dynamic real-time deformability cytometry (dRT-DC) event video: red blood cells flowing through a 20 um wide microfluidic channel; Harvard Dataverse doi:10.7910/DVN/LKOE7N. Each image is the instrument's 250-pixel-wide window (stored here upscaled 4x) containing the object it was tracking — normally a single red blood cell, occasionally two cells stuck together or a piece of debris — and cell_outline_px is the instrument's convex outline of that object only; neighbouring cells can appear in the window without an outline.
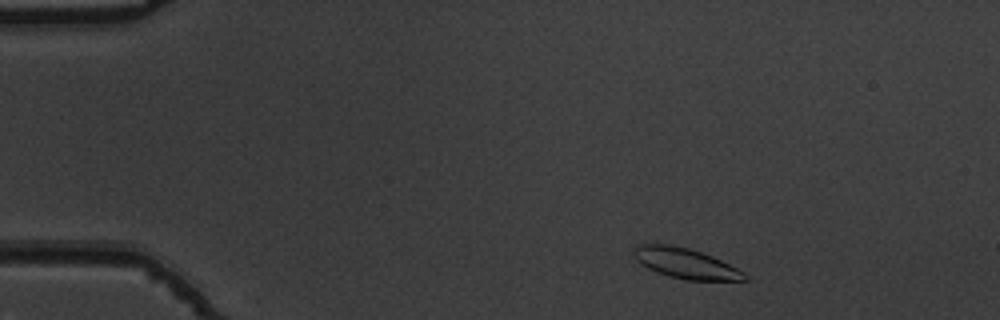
{"species": "common noctule bat (a hibernating species)", "species_latin": "Nyctalus noctula", "temperature_condition": "warm", "stored_images_in_passage": 47, "camera_frame_rate_fps": 3000, "um_per_image_px": 0.085, "animal": {"sex": "male", "body_mass_g": 19.5, "forearm_length_mm": 54.6}, "frame": {"image": 1, "passage_image": 1, "time_ms": 0.0, "image_size_px": [1000, 320], "cell_outline_px": [[748, 280], [688, 280], [672, 276], [648, 268], [636, 260], [632, 256], [632, 248], [636, 244], [668, 244], [688, 248], [712, 256], [744, 272], [748, 276]], "centroid_in_image_um": [58.23, 22.36], "position_along_channel_um": 26.8, "area_um2": 19.31}}
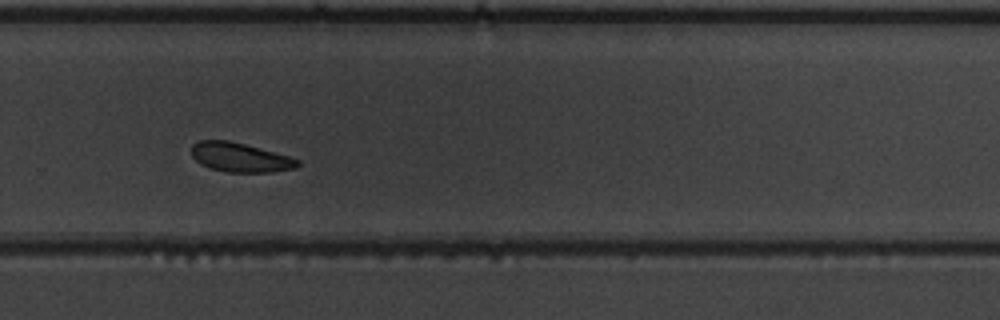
{"frame": {"image": 2, "passage_image": 30, "time_ms": 9.667, "image_size_px": [1000, 320], "cell_outline_px": [[300, 164], [296, 168], [272, 172], [228, 172], [212, 168], [200, 164], [192, 156], [192, 144], [200, 140], [228, 140], [244, 144], [288, 156], [300, 160]], "centroid_in_image_um": [20.41, 13.38], "position_along_channel_um": 309.4, "area_um2": 17.92}}
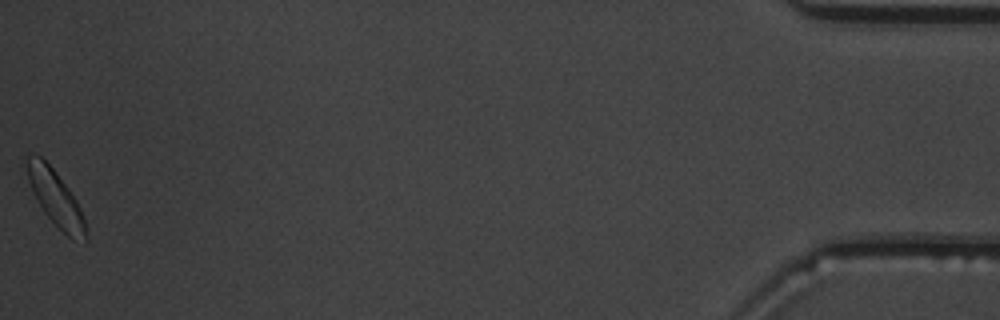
{"frame": {"image": 3, "passage_image": 47, "time_ms": 15.333, "image_size_px": [1000, 320], "cell_outline_px": [[88, 240], [84, 244], [72, 240], [44, 212], [36, 200], [28, 180], [24, 160], [28, 152], [40, 156], [52, 168], [68, 188], [76, 200], [80, 208], [84, 220], [88, 236]], "centroid_in_image_um": [4.72, 16.85], "position_along_channel_um": 430.5, "area_um2": 19.13}, "authors_computed_cell_mechanics": {"area_um2": 18.9584, "velocity_mm_per_s": 3.7461, "shape_relaxation_time_tau1_ms": 1.855, "shape_relaxation_time_tau2_ms": 3.1544, "deformation_change_tau1": 0.0656, "deformation_change_tau2": 0.0735}}